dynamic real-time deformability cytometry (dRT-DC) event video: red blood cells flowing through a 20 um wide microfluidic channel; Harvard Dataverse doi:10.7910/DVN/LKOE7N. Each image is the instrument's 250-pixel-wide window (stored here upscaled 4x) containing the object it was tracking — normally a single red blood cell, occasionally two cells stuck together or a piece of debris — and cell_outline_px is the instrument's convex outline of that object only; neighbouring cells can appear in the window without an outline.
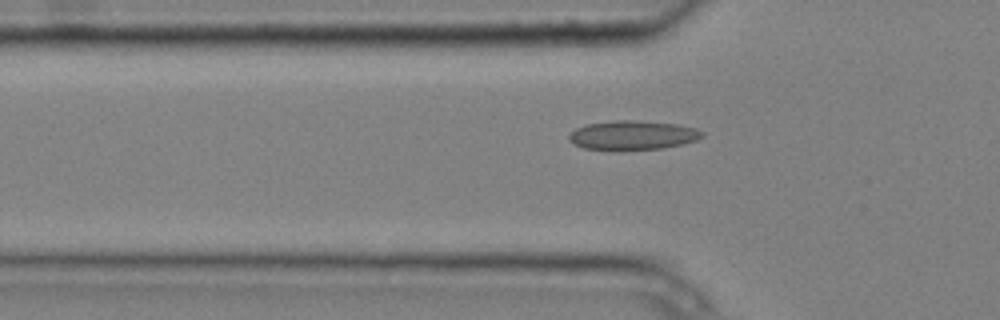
{"species": "common noctule bat (a hibernating species)", "species_latin": "Nyctalus noctula", "temperature_condition": "cold", "stored_images_in_passage": 5, "segment_of_instrument_passage": [2, 2], "camera_frame_rate_fps": 3000, "um_per_image_px": 0.085, "animal": {"sex": "male", "body_mass_g": 20.4}, "frame": {"image": 1, "passage_image": 5, "time_ms": 1.333, "image_size_px": [1000, 320], "cell_outline_px": [[704, 136], [696, 140], [684, 144], [664, 148], [620, 152], [584, 148], [568, 140], [568, 136], [576, 128], [584, 124], [612, 120], [636, 120], [676, 124], [696, 128], [704, 132]], "centroid_in_image_um": [53.77, 11.51], "position_along_channel_um": 72.0, "area_um2": 23.35}}